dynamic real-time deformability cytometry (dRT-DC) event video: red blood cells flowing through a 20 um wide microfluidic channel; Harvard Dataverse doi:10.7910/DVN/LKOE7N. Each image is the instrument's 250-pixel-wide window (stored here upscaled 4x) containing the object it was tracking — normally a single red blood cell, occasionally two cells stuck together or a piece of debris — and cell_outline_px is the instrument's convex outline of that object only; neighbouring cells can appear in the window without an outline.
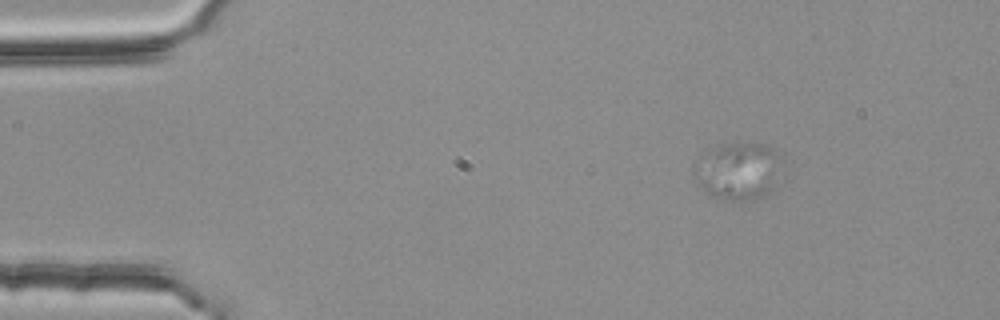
{"species": "common noctule bat (a hibernating species)", "species_latin": "Nyctalus noctula", "temperature_condition": "room temperature", "stored_images_in_passage": 5, "camera_frame_rate_fps": 3000, "um_per_image_px": 0.085, "animal": {"sex": "female", "body_mass_g": 25.1}, "frame": {"image": 1, "passage_image": 3, "time_ms": 0.667, "image_size_px": [1000, 320], "cell_outline_px": [[772, 188], [768, 192], [756, 200], [724, 200], [712, 196], [692, 176], [692, 164], [696, 160], [768, 172]], "centroid_in_image_um": [62.16, 15.4], "position_along_channel_um": 22.8, "area_um2": 16.53}}
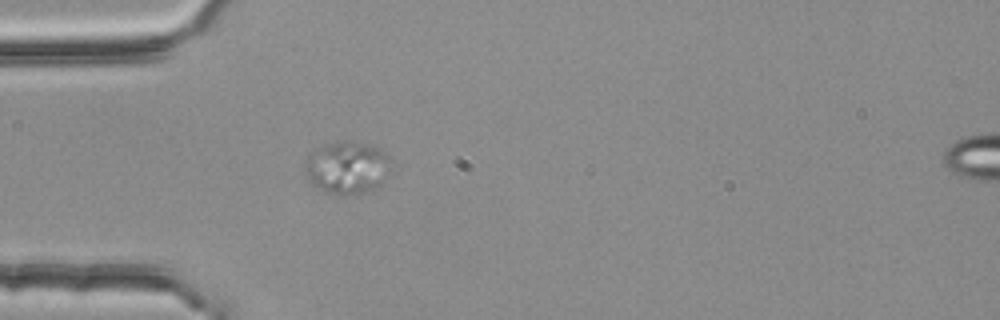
{"frame": {"image": 2, "passage_image": 5, "time_ms": 1.333, "image_size_px": [1000, 320], "cell_outline_px": [[396, 164], [380, 184], [372, 192], [340, 196], [328, 192], [312, 184], [304, 172], [304, 164], [308, 156], [316, 148], [328, 144], [348, 140], [380, 148]], "centroid_in_image_um": [29.56, 14.26], "position_along_channel_um": 55.4, "area_um2": 26.76}}